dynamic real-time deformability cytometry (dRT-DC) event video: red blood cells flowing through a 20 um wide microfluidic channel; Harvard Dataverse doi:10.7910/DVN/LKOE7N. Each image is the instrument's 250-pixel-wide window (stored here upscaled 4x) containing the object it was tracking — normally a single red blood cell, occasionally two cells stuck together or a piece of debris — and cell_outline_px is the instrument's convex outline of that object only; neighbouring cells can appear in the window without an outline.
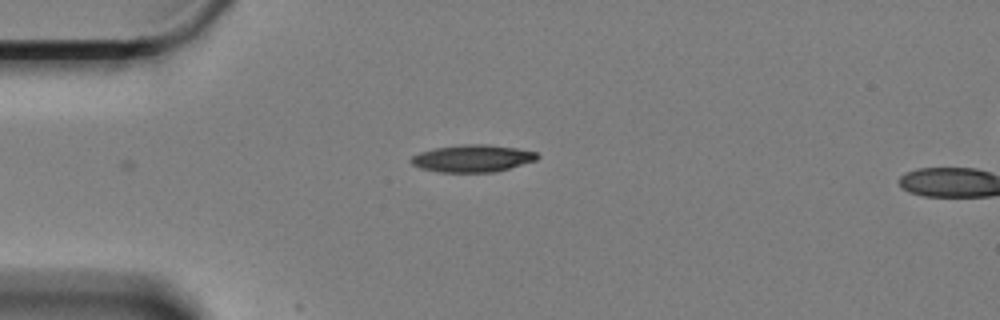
{"species": "Egyptian fruit bat (a non-hibernating species)", "species_latin": "Rousettus aegyptiacus", "temperature_condition": "cold", "stored_images_in_passage": 3, "camera_frame_rate_fps": 3000, "um_per_image_px": 0.085, "animal": {"sex": "female"}, "frame": {"image": 1, "passage_image": 1, "time_ms": 0.0, "image_size_px": [1000, 320], "cell_outline_px": [[540, 156], [536, 160], [496, 172], [440, 172], [420, 168], [412, 164], [412, 156], [420, 152], [436, 148], [464, 144], [484, 144], [516, 148], [536, 152]], "centroid_in_image_um": [40.18, 13.46], "position_along_channel_um": 44.8, "area_um2": 19.83}}